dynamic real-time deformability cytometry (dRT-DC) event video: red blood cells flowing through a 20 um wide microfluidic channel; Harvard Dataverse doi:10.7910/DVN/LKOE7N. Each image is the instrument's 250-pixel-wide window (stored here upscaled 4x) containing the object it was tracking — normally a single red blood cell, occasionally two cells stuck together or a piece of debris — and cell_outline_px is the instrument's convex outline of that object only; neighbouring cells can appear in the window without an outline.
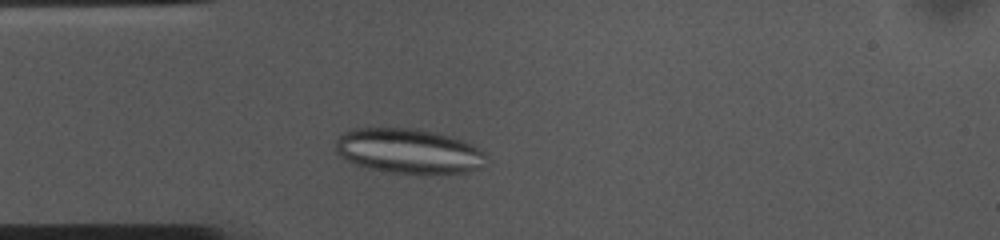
{"species": "common noctule bat (a hibernating species)", "species_latin": "Nyctalus noctula", "temperature_condition": "cold", "stored_images_in_passage": 38, "camera_frame_rate_fps": 3000, "um_per_image_px": 0.085, "animal": {"sex": "female", "body_mass_g": 10.0, "forearm_length_mm": 53.1}, "frame": {"image": 1, "passage_image": 8, "time_ms": 2.333, "image_size_px": [1000, 240], "cell_outline_px": [[488, 156], [480, 168], [468, 172], [388, 172], [356, 164], [340, 156], [336, 152], [336, 140], [344, 132], [356, 128], [416, 128], [452, 136], [464, 140], [472, 144], [484, 152]], "centroid_in_image_um": [34.75, 12.81], "position_along_channel_um": 50.3, "area_um2": 38.9}}
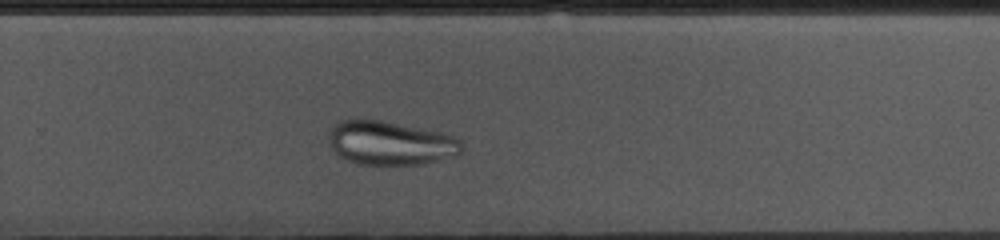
{"frame": {"image": 2, "passage_image": 29, "time_ms": 9.333, "image_size_px": [1000, 240], "cell_outline_px": [[460, 152], [452, 156], [424, 164], [360, 164], [348, 160], [340, 156], [332, 148], [328, 140], [328, 132], [332, 124], [340, 120], [364, 116], [440, 132], [456, 136], [460, 140]], "centroid_in_image_um": [33.1, 12.1], "position_along_channel_um": 296.7, "area_um2": 34.45}}
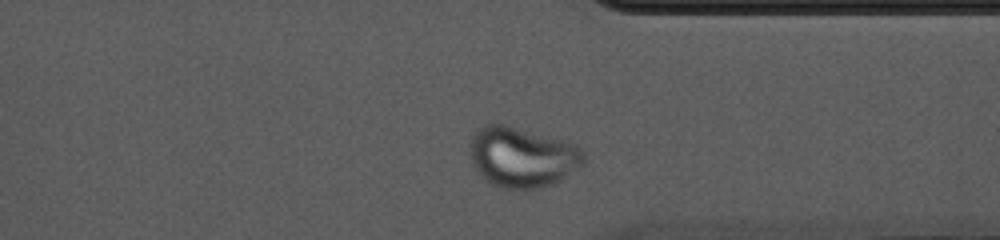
{"frame": {"image": 3, "passage_image": 35, "time_ms": 11.333, "image_size_px": [1000, 240], "cell_outline_px": [[584, 164], [560, 180], [552, 184], [536, 188], [496, 188], [476, 168], [468, 152], [468, 144], [476, 128], [484, 124], [504, 124], [564, 140], [576, 144], [584, 152]], "centroid_in_image_um": [44.37, 13.32], "position_along_channel_um": 367.0, "area_um2": 40.0}}